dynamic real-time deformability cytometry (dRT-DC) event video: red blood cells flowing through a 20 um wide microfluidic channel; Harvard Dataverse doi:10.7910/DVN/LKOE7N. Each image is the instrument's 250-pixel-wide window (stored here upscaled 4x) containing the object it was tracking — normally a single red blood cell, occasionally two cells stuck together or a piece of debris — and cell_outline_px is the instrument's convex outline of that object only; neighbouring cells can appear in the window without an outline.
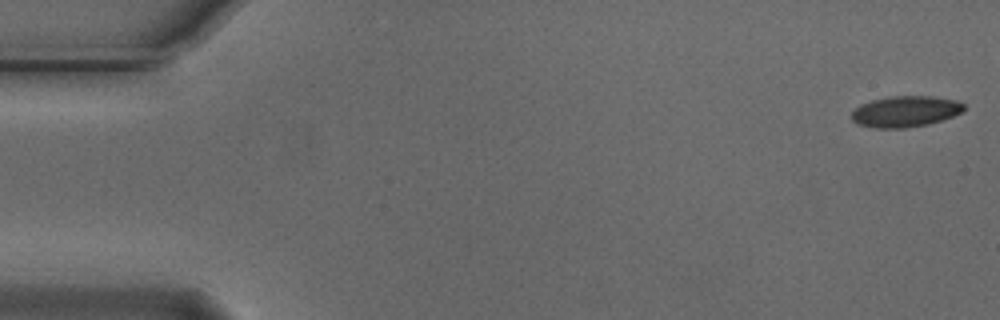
{"species": "Egyptian fruit bat (a non-hibernating species)", "species_latin": "Rousettus aegyptiacus", "temperature_condition": "cold", "stored_images_in_passage": 54, "camera_frame_rate_fps": 3000, "um_per_image_px": 0.085, "animal": {"sex": "male"}, "frame": {"image": 1, "passage_image": 1, "time_ms": 0.0, "image_size_px": [1000, 320], "cell_outline_px": [[964, 112], [928, 124], [904, 128], [876, 128], [856, 124], [852, 120], [852, 112], [860, 104], [872, 100], [892, 96], [932, 96], [956, 100], [964, 104]], "centroid_in_image_um": [76.95, 9.47], "position_along_channel_um": 8.0, "area_um2": 20.29}}
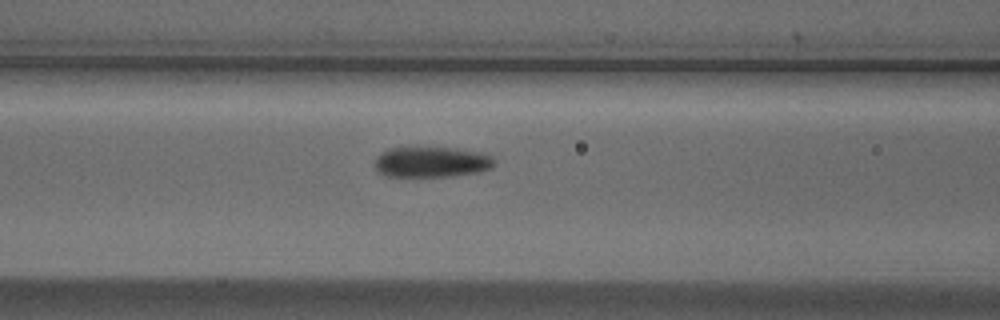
{"frame": {"image": 2, "passage_image": 22, "time_ms": 7.0, "image_size_px": [1000, 320], "cell_outline_px": [[496, 164], [492, 168], [480, 172], [452, 176], [384, 176], [376, 172], [376, 156], [380, 152], [388, 148], [408, 144], [456, 148], [480, 152], [492, 156], [496, 160]], "centroid_in_image_um": [36.65, 13.72], "position_along_channel_um": 129.9, "area_um2": 22.48}}
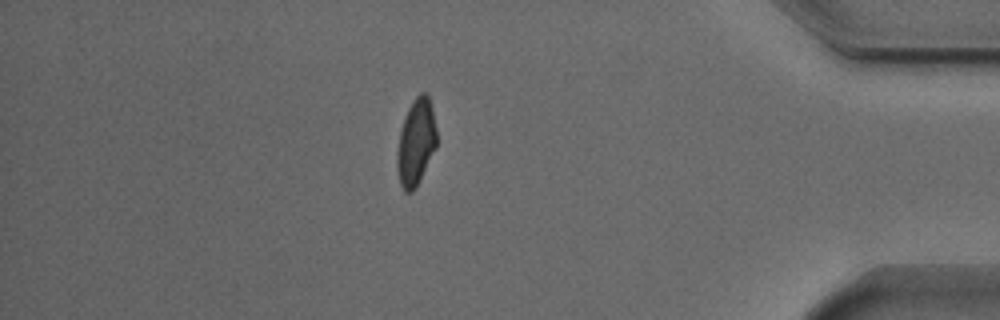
{"frame": {"image": 3, "passage_image": 47, "time_ms": 15.333, "image_size_px": [1000, 320], "cell_outline_px": [[436, 148], [416, 188], [412, 192], [404, 192], [400, 184], [396, 168], [396, 152], [400, 128], [404, 116], [412, 100], [420, 92], [428, 92], [432, 108], [436, 128]], "centroid_in_image_um": [35.34, 12.08], "position_along_channel_um": 399.9, "area_um2": 20.4}, "authors_computed_cell_mechanics": {"area_um2": 21.3282, "velocity_mm_per_s": 3.7277, "shape_relaxation_time_tau1_ms": 4.2723, "shape_relaxation_time_tau2_ms": 1.7288, "deformation_change_tau1": 0.1312, "deformation_change_tau2": 0.0555}}